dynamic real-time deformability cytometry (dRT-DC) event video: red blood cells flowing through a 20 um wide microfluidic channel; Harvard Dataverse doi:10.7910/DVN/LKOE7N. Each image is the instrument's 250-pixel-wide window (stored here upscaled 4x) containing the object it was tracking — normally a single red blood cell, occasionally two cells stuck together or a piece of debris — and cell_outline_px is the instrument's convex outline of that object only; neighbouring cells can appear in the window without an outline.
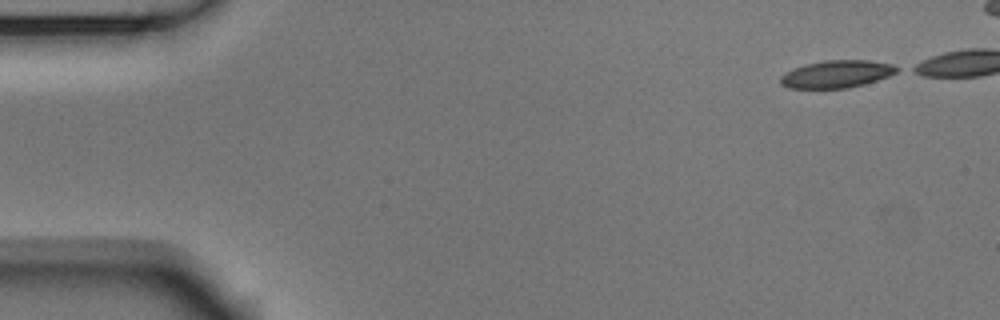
{"species": "Egyptian fruit bat (a non-hibernating species)", "species_latin": "Rousettus aegyptiacus", "temperature_condition": "room temperature", "stored_images_in_passage": 41, "camera_frame_rate_fps": 3000, "um_per_image_px": 0.085, "animal": {"sex": "male"}, "frame": {"image": 1, "passage_image": 1, "time_ms": 0.0, "image_size_px": [1000, 320], "cell_outline_px": [[900, 68], [896, 72], [888, 76], [864, 84], [848, 88], [788, 88], [780, 84], [780, 76], [792, 68], [804, 64], [824, 60], [868, 60], [892, 64]], "centroid_in_image_um": [71.08, 6.29], "position_along_channel_um": 13.9, "area_um2": 18.67}}
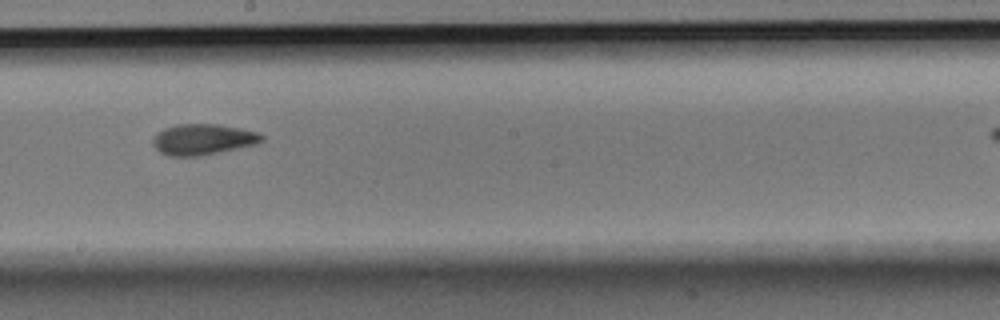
{"frame": {"image": 2, "passage_image": 27, "time_ms": 8.667, "image_size_px": [1000, 320], "cell_outline_px": [[264, 140], [256, 144], [220, 152], [200, 156], [168, 156], [160, 152], [152, 144], [152, 136], [156, 132], [164, 128], [176, 124], [216, 124], [240, 128], [256, 132], [264, 136]], "centroid_in_image_um": [17.2, 11.85], "position_along_channel_um": 231.0, "area_um2": 19.71}}
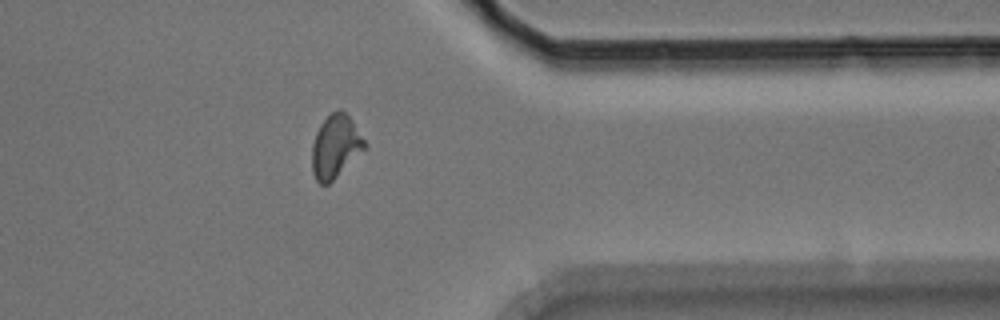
{"frame": {"image": 3, "passage_image": 40, "time_ms": 13.0, "image_size_px": [1000, 320], "cell_outline_px": [[368, 148], [328, 184], [320, 184], [316, 180], [312, 172], [312, 144], [316, 132], [320, 124], [332, 112], [340, 108], [348, 116], [368, 144]], "centroid_in_image_um": [28.53, 12.46], "position_along_channel_um": 382.9, "area_um2": 19.42}}